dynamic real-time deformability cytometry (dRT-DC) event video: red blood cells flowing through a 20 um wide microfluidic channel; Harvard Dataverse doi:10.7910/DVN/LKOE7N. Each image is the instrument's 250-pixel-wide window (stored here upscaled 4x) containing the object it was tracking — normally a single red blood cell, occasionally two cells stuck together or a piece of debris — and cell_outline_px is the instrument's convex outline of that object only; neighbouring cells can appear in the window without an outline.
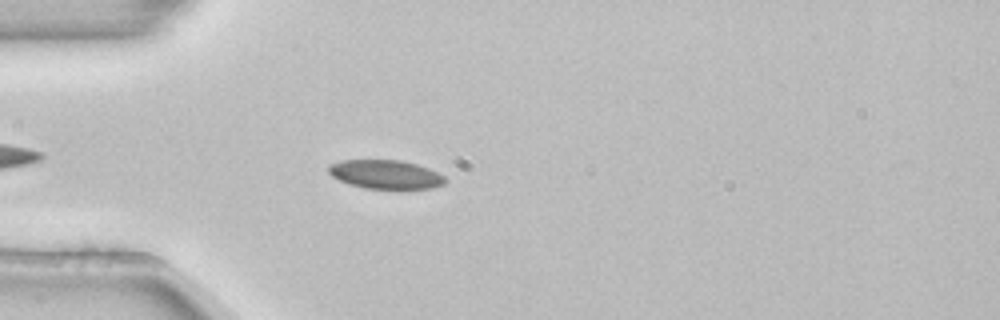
{"species": "common noctule bat (a hibernating species)", "species_latin": "Nyctalus noctula", "temperature_condition": "room temperature", "stored_images_in_passage": 44, "camera_frame_rate_fps": 3000, "um_per_image_px": 0.085, "animal": {"sex": "female", "body_mass_g": 22.7, "forearm_length_mm": 54.2}, "frame": {"image": 1, "passage_image": 6, "time_ms": 1.667, "image_size_px": [1000, 320], "cell_outline_px": [[448, 180], [444, 184], [432, 188], [364, 188], [348, 184], [332, 176], [328, 172], [328, 164], [340, 160], [400, 160], [416, 164], [428, 168], [444, 176]], "centroid_in_image_um": [32.75, 14.81], "position_along_channel_um": 52.3, "area_um2": 19.54}}
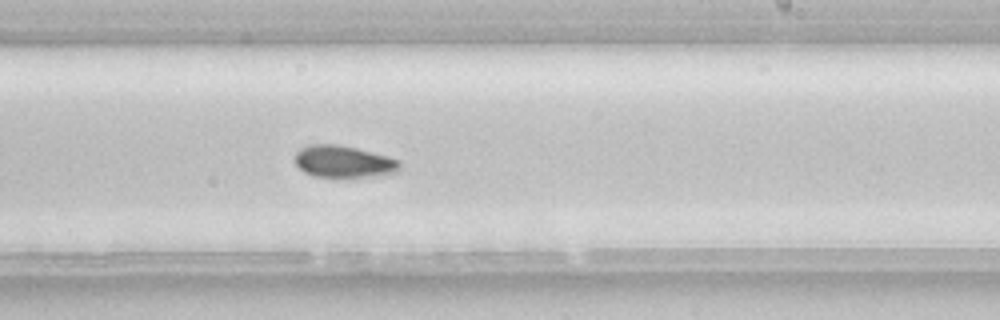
{"frame": {"image": 2, "passage_image": 23, "time_ms": 7.333, "image_size_px": [1000, 320], "cell_outline_px": [[400, 168], [396, 172], [364, 176], [312, 176], [304, 172], [296, 164], [296, 152], [300, 148], [308, 144], [340, 144], [388, 156], [396, 160], [400, 164]], "centroid_in_image_um": [29.15, 13.71], "position_along_channel_um": 259.8, "area_um2": 19.13}}
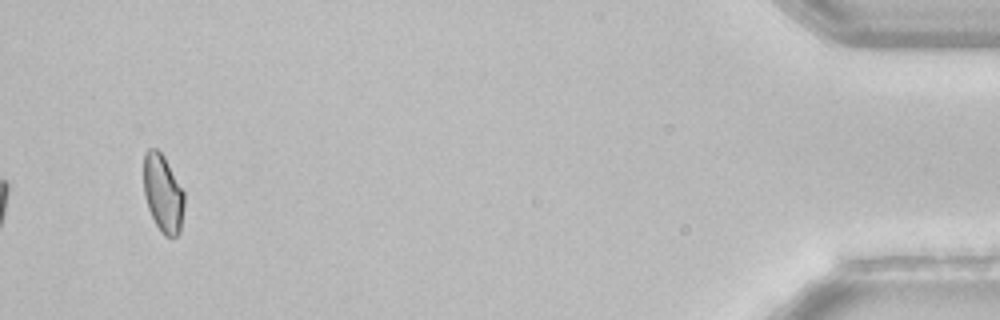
{"frame": {"image": 3, "passage_image": 42, "time_ms": 13.667, "image_size_px": [1000, 320], "cell_outline_px": [[184, 204], [180, 232], [176, 236], [164, 236], [160, 232], [148, 208], [144, 196], [144, 152], [148, 148], [156, 148], [164, 156], [184, 192]], "centroid_in_image_um": [13.84, 16.43], "position_along_channel_um": 421.4, "area_um2": 18.38}}